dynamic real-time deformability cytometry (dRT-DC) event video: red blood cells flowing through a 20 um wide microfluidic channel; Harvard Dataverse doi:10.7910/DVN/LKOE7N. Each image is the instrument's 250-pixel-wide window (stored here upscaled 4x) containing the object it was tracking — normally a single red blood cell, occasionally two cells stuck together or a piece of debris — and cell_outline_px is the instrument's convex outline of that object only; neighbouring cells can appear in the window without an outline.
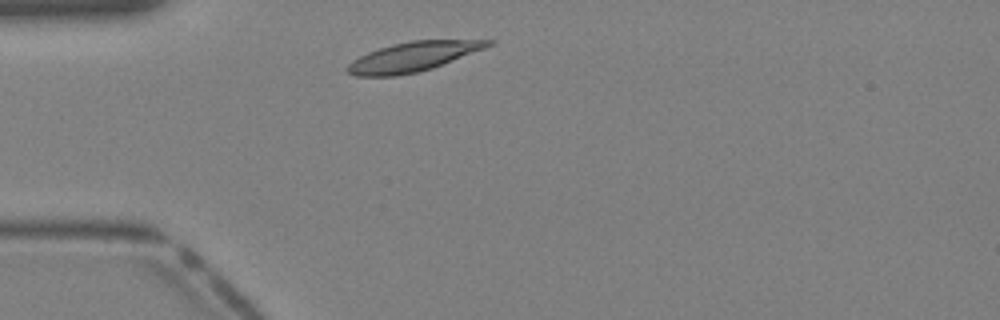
{"species": "Egyptian fruit bat (a non-hibernating species)", "species_latin": "Rousettus aegyptiacus", "temperature_condition": "warm", "stored_images_in_passage": 31, "camera_frame_rate_fps": 3000, "um_per_image_px": 0.085, "animal": {"sex": "female"}, "frame": {"image": 1, "passage_image": 2, "time_ms": 0.333, "image_size_px": [1000, 320], "cell_outline_px": [[496, 40], [492, 44], [484, 48], [432, 68], [416, 72], [396, 76], [356, 76], [348, 72], [344, 68], [352, 60], [368, 52], [392, 44], [412, 40]], "centroid_in_image_um": [35.05, 4.82], "position_along_channel_um": 50.0, "area_um2": 23.87}}
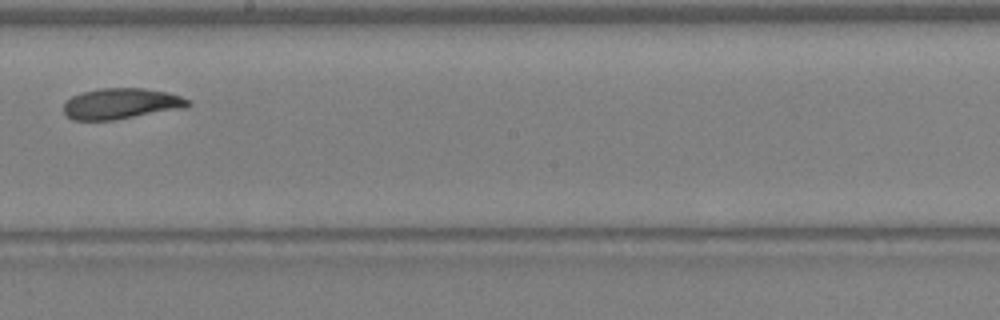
{"frame": {"image": 2, "passage_image": 14, "time_ms": 4.333, "image_size_px": [1000, 320], "cell_outline_px": [[192, 104], [184, 108], [112, 120], [72, 120], [64, 112], [64, 104], [72, 96], [80, 92], [100, 88], [144, 88], [168, 92], [192, 100]], "centroid_in_image_um": [10.32, 8.8], "position_along_channel_um": 237.9, "area_um2": 22.37}}
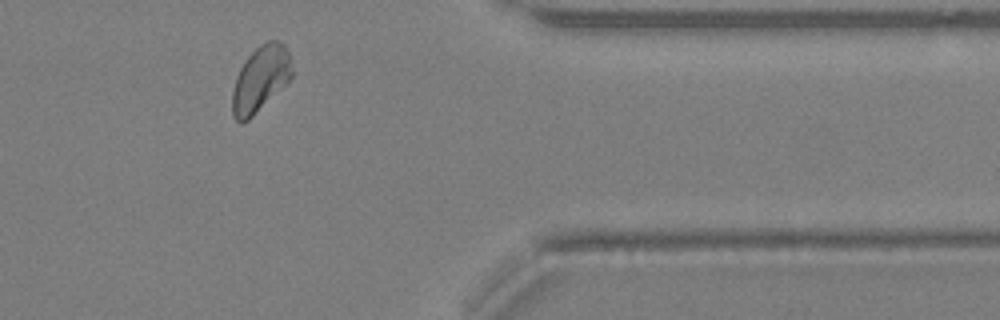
{"frame": {"image": 3, "passage_image": 24, "time_ms": 7.667, "image_size_px": [1000, 320], "cell_outline_px": [[292, 76], [248, 120], [240, 124], [232, 116], [232, 92], [236, 76], [240, 68], [248, 56], [260, 44], [268, 40], [280, 40], [284, 44], [288, 52], [292, 68]], "centroid_in_image_um": [22.11, 6.69], "position_along_channel_um": 389.3, "area_um2": 22.48}}